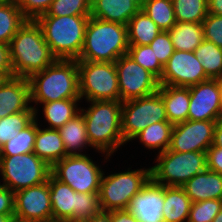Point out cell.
Masks as SVG:
<instances>
[{
	"label": "cell",
	"mask_w": 222,
	"mask_h": 222,
	"mask_svg": "<svg viewBox=\"0 0 222 222\" xmlns=\"http://www.w3.org/2000/svg\"><path fill=\"white\" fill-rule=\"evenodd\" d=\"M9 53L13 75L22 78H29L57 60L41 27L33 20H27L17 31L9 44Z\"/></svg>",
	"instance_id": "1"
},
{
	"label": "cell",
	"mask_w": 222,
	"mask_h": 222,
	"mask_svg": "<svg viewBox=\"0 0 222 222\" xmlns=\"http://www.w3.org/2000/svg\"><path fill=\"white\" fill-rule=\"evenodd\" d=\"M85 110L80 107L86 125L89 144L106 154L105 160L124 145L121 132V101H90Z\"/></svg>",
	"instance_id": "2"
},
{
	"label": "cell",
	"mask_w": 222,
	"mask_h": 222,
	"mask_svg": "<svg viewBox=\"0 0 222 222\" xmlns=\"http://www.w3.org/2000/svg\"><path fill=\"white\" fill-rule=\"evenodd\" d=\"M31 102L42 104L80 98L77 60L57 59L28 78Z\"/></svg>",
	"instance_id": "3"
},
{
	"label": "cell",
	"mask_w": 222,
	"mask_h": 222,
	"mask_svg": "<svg viewBox=\"0 0 222 222\" xmlns=\"http://www.w3.org/2000/svg\"><path fill=\"white\" fill-rule=\"evenodd\" d=\"M127 26L89 17L81 54L77 60L115 62L128 53Z\"/></svg>",
	"instance_id": "4"
},
{
	"label": "cell",
	"mask_w": 222,
	"mask_h": 222,
	"mask_svg": "<svg viewBox=\"0 0 222 222\" xmlns=\"http://www.w3.org/2000/svg\"><path fill=\"white\" fill-rule=\"evenodd\" d=\"M89 17L90 15L39 16L35 21L57 59L77 60L83 47Z\"/></svg>",
	"instance_id": "5"
},
{
	"label": "cell",
	"mask_w": 222,
	"mask_h": 222,
	"mask_svg": "<svg viewBox=\"0 0 222 222\" xmlns=\"http://www.w3.org/2000/svg\"><path fill=\"white\" fill-rule=\"evenodd\" d=\"M156 157L157 164L150 167V176L154 182L163 186L181 187L207 169L206 152H176L167 149Z\"/></svg>",
	"instance_id": "6"
},
{
	"label": "cell",
	"mask_w": 222,
	"mask_h": 222,
	"mask_svg": "<svg viewBox=\"0 0 222 222\" xmlns=\"http://www.w3.org/2000/svg\"><path fill=\"white\" fill-rule=\"evenodd\" d=\"M80 99L120 101L118 73L113 62L77 60Z\"/></svg>",
	"instance_id": "7"
},
{
	"label": "cell",
	"mask_w": 222,
	"mask_h": 222,
	"mask_svg": "<svg viewBox=\"0 0 222 222\" xmlns=\"http://www.w3.org/2000/svg\"><path fill=\"white\" fill-rule=\"evenodd\" d=\"M130 169L106 177L103 173L98 193L102 211L128 209L132 198L151 178L150 167L134 171Z\"/></svg>",
	"instance_id": "8"
},
{
	"label": "cell",
	"mask_w": 222,
	"mask_h": 222,
	"mask_svg": "<svg viewBox=\"0 0 222 222\" xmlns=\"http://www.w3.org/2000/svg\"><path fill=\"white\" fill-rule=\"evenodd\" d=\"M0 174L3 184L14 193L48 181L51 167L34 152L0 156Z\"/></svg>",
	"instance_id": "9"
},
{
	"label": "cell",
	"mask_w": 222,
	"mask_h": 222,
	"mask_svg": "<svg viewBox=\"0 0 222 222\" xmlns=\"http://www.w3.org/2000/svg\"><path fill=\"white\" fill-rule=\"evenodd\" d=\"M168 121L160 93L122 102L121 132L124 143L134 140L147 126Z\"/></svg>",
	"instance_id": "10"
},
{
	"label": "cell",
	"mask_w": 222,
	"mask_h": 222,
	"mask_svg": "<svg viewBox=\"0 0 222 222\" xmlns=\"http://www.w3.org/2000/svg\"><path fill=\"white\" fill-rule=\"evenodd\" d=\"M104 171L86 154L68 155L51 167V174L75 192H99Z\"/></svg>",
	"instance_id": "11"
},
{
	"label": "cell",
	"mask_w": 222,
	"mask_h": 222,
	"mask_svg": "<svg viewBox=\"0 0 222 222\" xmlns=\"http://www.w3.org/2000/svg\"><path fill=\"white\" fill-rule=\"evenodd\" d=\"M114 63L118 73L121 102L145 97L158 91V79L128 54L119 57Z\"/></svg>",
	"instance_id": "12"
},
{
	"label": "cell",
	"mask_w": 222,
	"mask_h": 222,
	"mask_svg": "<svg viewBox=\"0 0 222 222\" xmlns=\"http://www.w3.org/2000/svg\"><path fill=\"white\" fill-rule=\"evenodd\" d=\"M14 218L29 222H52L49 178L45 183L14 193Z\"/></svg>",
	"instance_id": "13"
},
{
	"label": "cell",
	"mask_w": 222,
	"mask_h": 222,
	"mask_svg": "<svg viewBox=\"0 0 222 222\" xmlns=\"http://www.w3.org/2000/svg\"><path fill=\"white\" fill-rule=\"evenodd\" d=\"M188 120L218 121L222 119V80L208 79L189 86Z\"/></svg>",
	"instance_id": "14"
},
{
	"label": "cell",
	"mask_w": 222,
	"mask_h": 222,
	"mask_svg": "<svg viewBox=\"0 0 222 222\" xmlns=\"http://www.w3.org/2000/svg\"><path fill=\"white\" fill-rule=\"evenodd\" d=\"M210 79L194 52L177 51L163 66L159 85L189 87Z\"/></svg>",
	"instance_id": "15"
},
{
	"label": "cell",
	"mask_w": 222,
	"mask_h": 222,
	"mask_svg": "<svg viewBox=\"0 0 222 222\" xmlns=\"http://www.w3.org/2000/svg\"><path fill=\"white\" fill-rule=\"evenodd\" d=\"M217 121L187 120L172 130L168 150L176 152H207L213 144Z\"/></svg>",
	"instance_id": "16"
},
{
	"label": "cell",
	"mask_w": 222,
	"mask_h": 222,
	"mask_svg": "<svg viewBox=\"0 0 222 222\" xmlns=\"http://www.w3.org/2000/svg\"><path fill=\"white\" fill-rule=\"evenodd\" d=\"M164 206V186L151 178L132 198L128 210L139 222H164L162 210Z\"/></svg>",
	"instance_id": "17"
},
{
	"label": "cell",
	"mask_w": 222,
	"mask_h": 222,
	"mask_svg": "<svg viewBox=\"0 0 222 222\" xmlns=\"http://www.w3.org/2000/svg\"><path fill=\"white\" fill-rule=\"evenodd\" d=\"M30 103L28 78L14 76L0 83V119L22 111H35L38 117V110Z\"/></svg>",
	"instance_id": "18"
},
{
	"label": "cell",
	"mask_w": 222,
	"mask_h": 222,
	"mask_svg": "<svg viewBox=\"0 0 222 222\" xmlns=\"http://www.w3.org/2000/svg\"><path fill=\"white\" fill-rule=\"evenodd\" d=\"M50 198L52 203V222L73 220V210H77L78 192L69 185L49 176Z\"/></svg>",
	"instance_id": "19"
},
{
	"label": "cell",
	"mask_w": 222,
	"mask_h": 222,
	"mask_svg": "<svg viewBox=\"0 0 222 222\" xmlns=\"http://www.w3.org/2000/svg\"><path fill=\"white\" fill-rule=\"evenodd\" d=\"M181 187L192 202L222 199V174L206 169Z\"/></svg>",
	"instance_id": "20"
},
{
	"label": "cell",
	"mask_w": 222,
	"mask_h": 222,
	"mask_svg": "<svg viewBox=\"0 0 222 222\" xmlns=\"http://www.w3.org/2000/svg\"><path fill=\"white\" fill-rule=\"evenodd\" d=\"M158 92L164 102L168 121L172 125L188 120L190 104L189 87L159 85Z\"/></svg>",
	"instance_id": "21"
},
{
	"label": "cell",
	"mask_w": 222,
	"mask_h": 222,
	"mask_svg": "<svg viewBox=\"0 0 222 222\" xmlns=\"http://www.w3.org/2000/svg\"><path fill=\"white\" fill-rule=\"evenodd\" d=\"M139 10L131 0H91L90 16L127 26Z\"/></svg>",
	"instance_id": "22"
},
{
	"label": "cell",
	"mask_w": 222,
	"mask_h": 222,
	"mask_svg": "<svg viewBox=\"0 0 222 222\" xmlns=\"http://www.w3.org/2000/svg\"><path fill=\"white\" fill-rule=\"evenodd\" d=\"M33 152L50 167L68 156L58 129H41L38 127Z\"/></svg>",
	"instance_id": "23"
},
{
	"label": "cell",
	"mask_w": 222,
	"mask_h": 222,
	"mask_svg": "<svg viewBox=\"0 0 222 222\" xmlns=\"http://www.w3.org/2000/svg\"><path fill=\"white\" fill-rule=\"evenodd\" d=\"M192 201L179 186H164V222H187Z\"/></svg>",
	"instance_id": "24"
},
{
	"label": "cell",
	"mask_w": 222,
	"mask_h": 222,
	"mask_svg": "<svg viewBox=\"0 0 222 222\" xmlns=\"http://www.w3.org/2000/svg\"><path fill=\"white\" fill-rule=\"evenodd\" d=\"M68 155H83V148L90 147L84 117L81 112L58 128ZM78 151V152H76Z\"/></svg>",
	"instance_id": "25"
},
{
	"label": "cell",
	"mask_w": 222,
	"mask_h": 222,
	"mask_svg": "<svg viewBox=\"0 0 222 222\" xmlns=\"http://www.w3.org/2000/svg\"><path fill=\"white\" fill-rule=\"evenodd\" d=\"M168 32L177 51L194 52L204 40L202 23L176 22Z\"/></svg>",
	"instance_id": "26"
},
{
	"label": "cell",
	"mask_w": 222,
	"mask_h": 222,
	"mask_svg": "<svg viewBox=\"0 0 222 222\" xmlns=\"http://www.w3.org/2000/svg\"><path fill=\"white\" fill-rule=\"evenodd\" d=\"M161 31L143 10H139L127 24L128 44L149 45Z\"/></svg>",
	"instance_id": "27"
},
{
	"label": "cell",
	"mask_w": 222,
	"mask_h": 222,
	"mask_svg": "<svg viewBox=\"0 0 222 222\" xmlns=\"http://www.w3.org/2000/svg\"><path fill=\"white\" fill-rule=\"evenodd\" d=\"M80 100V98H72L42 103L44 120L50 125L49 129H58L77 115L80 112L77 106Z\"/></svg>",
	"instance_id": "28"
},
{
	"label": "cell",
	"mask_w": 222,
	"mask_h": 222,
	"mask_svg": "<svg viewBox=\"0 0 222 222\" xmlns=\"http://www.w3.org/2000/svg\"><path fill=\"white\" fill-rule=\"evenodd\" d=\"M173 127L169 121L156 122L143 129L134 139L138 138L146 148L159 149L158 153H162L169 148Z\"/></svg>",
	"instance_id": "29"
},
{
	"label": "cell",
	"mask_w": 222,
	"mask_h": 222,
	"mask_svg": "<svg viewBox=\"0 0 222 222\" xmlns=\"http://www.w3.org/2000/svg\"><path fill=\"white\" fill-rule=\"evenodd\" d=\"M27 19L16 3L0 5V43L9 45Z\"/></svg>",
	"instance_id": "30"
},
{
	"label": "cell",
	"mask_w": 222,
	"mask_h": 222,
	"mask_svg": "<svg viewBox=\"0 0 222 222\" xmlns=\"http://www.w3.org/2000/svg\"><path fill=\"white\" fill-rule=\"evenodd\" d=\"M194 53L210 79L222 80V48L204 39Z\"/></svg>",
	"instance_id": "31"
},
{
	"label": "cell",
	"mask_w": 222,
	"mask_h": 222,
	"mask_svg": "<svg viewBox=\"0 0 222 222\" xmlns=\"http://www.w3.org/2000/svg\"><path fill=\"white\" fill-rule=\"evenodd\" d=\"M37 117L24 129L19 131L11 140L0 148V156H13L31 153L37 135Z\"/></svg>",
	"instance_id": "32"
},
{
	"label": "cell",
	"mask_w": 222,
	"mask_h": 222,
	"mask_svg": "<svg viewBox=\"0 0 222 222\" xmlns=\"http://www.w3.org/2000/svg\"><path fill=\"white\" fill-rule=\"evenodd\" d=\"M142 10L162 31H169L176 24L172 0H147Z\"/></svg>",
	"instance_id": "33"
},
{
	"label": "cell",
	"mask_w": 222,
	"mask_h": 222,
	"mask_svg": "<svg viewBox=\"0 0 222 222\" xmlns=\"http://www.w3.org/2000/svg\"><path fill=\"white\" fill-rule=\"evenodd\" d=\"M176 22L202 23L208 15V0H172Z\"/></svg>",
	"instance_id": "34"
},
{
	"label": "cell",
	"mask_w": 222,
	"mask_h": 222,
	"mask_svg": "<svg viewBox=\"0 0 222 222\" xmlns=\"http://www.w3.org/2000/svg\"><path fill=\"white\" fill-rule=\"evenodd\" d=\"M35 119V111H22L0 119V148Z\"/></svg>",
	"instance_id": "35"
},
{
	"label": "cell",
	"mask_w": 222,
	"mask_h": 222,
	"mask_svg": "<svg viewBox=\"0 0 222 222\" xmlns=\"http://www.w3.org/2000/svg\"><path fill=\"white\" fill-rule=\"evenodd\" d=\"M127 54L132 57L136 63L152 73L158 80L161 78L163 66L149 45H129Z\"/></svg>",
	"instance_id": "36"
},
{
	"label": "cell",
	"mask_w": 222,
	"mask_h": 222,
	"mask_svg": "<svg viewBox=\"0 0 222 222\" xmlns=\"http://www.w3.org/2000/svg\"><path fill=\"white\" fill-rule=\"evenodd\" d=\"M91 0H54L41 16L90 15Z\"/></svg>",
	"instance_id": "37"
},
{
	"label": "cell",
	"mask_w": 222,
	"mask_h": 222,
	"mask_svg": "<svg viewBox=\"0 0 222 222\" xmlns=\"http://www.w3.org/2000/svg\"><path fill=\"white\" fill-rule=\"evenodd\" d=\"M222 209V199L192 202L187 222H212Z\"/></svg>",
	"instance_id": "38"
},
{
	"label": "cell",
	"mask_w": 222,
	"mask_h": 222,
	"mask_svg": "<svg viewBox=\"0 0 222 222\" xmlns=\"http://www.w3.org/2000/svg\"><path fill=\"white\" fill-rule=\"evenodd\" d=\"M99 192L79 193L77 210H73V220L87 221L101 211Z\"/></svg>",
	"instance_id": "39"
},
{
	"label": "cell",
	"mask_w": 222,
	"mask_h": 222,
	"mask_svg": "<svg viewBox=\"0 0 222 222\" xmlns=\"http://www.w3.org/2000/svg\"><path fill=\"white\" fill-rule=\"evenodd\" d=\"M160 64L164 66L170 56L175 52V48L168 31H161L149 44Z\"/></svg>",
	"instance_id": "40"
},
{
	"label": "cell",
	"mask_w": 222,
	"mask_h": 222,
	"mask_svg": "<svg viewBox=\"0 0 222 222\" xmlns=\"http://www.w3.org/2000/svg\"><path fill=\"white\" fill-rule=\"evenodd\" d=\"M202 26L204 39L222 48V16L208 13Z\"/></svg>",
	"instance_id": "41"
},
{
	"label": "cell",
	"mask_w": 222,
	"mask_h": 222,
	"mask_svg": "<svg viewBox=\"0 0 222 222\" xmlns=\"http://www.w3.org/2000/svg\"><path fill=\"white\" fill-rule=\"evenodd\" d=\"M54 0H17L23 16L27 20L35 21L39 16L45 14Z\"/></svg>",
	"instance_id": "42"
},
{
	"label": "cell",
	"mask_w": 222,
	"mask_h": 222,
	"mask_svg": "<svg viewBox=\"0 0 222 222\" xmlns=\"http://www.w3.org/2000/svg\"><path fill=\"white\" fill-rule=\"evenodd\" d=\"M0 215H14V192L0 186Z\"/></svg>",
	"instance_id": "43"
},
{
	"label": "cell",
	"mask_w": 222,
	"mask_h": 222,
	"mask_svg": "<svg viewBox=\"0 0 222 222\" xmlns=\"http://www.w3.org/2000/svg\"><path fill=\"white\" fill-rule=\"evenodd\" d=\"M206 153L207 169L222 174V148L211 145Z\"/></svg>",
	"instance_id": "44"
},
{
	"label": "cell",
	"mask_w": 222,
	"mask_h": 222,
	"mask_svg": "<svg viewBox=\"0 0 222 222\" xmlns=\"http://www.w3.org/2000/svg\"><path fill=\"white\" fill-rule=\"evenodd\" d=\"M0 74L5 78L14 77L10 62L9 45L0 43Z\"/></svg>",
	"instance_id": "45"
},
{
	"label": "cell",
	"mask_w": 222,
	"mask_h": 222,
	"mask_svg": "<svg viewBox=\"0 0 222 222\" xmlns=\"http://www.w3.org/2000/svg\"><path fill=\"white\" fill-rule=\"evenodd\" d=\"M111 222H139L128 209L111 211Z\"/></svg>",
	"instance_id": "46"
},
{
	"label": "cell",
	"mask_w": 222,
	"mask_h": 222,
	"mask_svg": "<svg viewBox=\"0 0 222 222\" xmlns=\"http://www.w3.org/2000/svg\"><path fill=\"white\" fill-rule=\"evenodd\" d=\"M212 146L222 148V119H219L216 123Z\"/></svg>",
	"instance_id": "47"
},
{
	"label": "cell",
	"mask_w": 222,
	"mask_h": 222,
	"mask_svg": "<svg viewBox=\"0 0 222 222\" xmlns=\"http://www.w3.org/2000/svg\"><path fill=\"white\" fill-rule=\"evenodd\" d=\"M208 13L222 16V0H208Z\"/></svg>",
	"instance_id": "48"
},
{
	"label": "cell",
	"mask_w": 222,
	"mask_h": 222,
	"mask_svg": "<svg viewBox=\"0 0 222 222\" xmlns=\"http://www.w3.org/2000/svg\"><path fill=\"white\" fill-rule=\"evenodd\" d=\"M86 222H111V211H100L98 214L91 216Z\"/></svg>",
	"instance_id": "49"
},
{
	"label": "cell",
	"mask_w": 222,
	"mask_h": 222,
	"mask_svg": "<svg viewBox=\"0 0 222 222\" xmlns=\"http://www.w3.org/2000/svg\"><path fill=\"white\" fill-rule=\"evenodd\" d=\"M14 215H0V222H11Z\"/></svg>",
	"instance_id": "50"
},
{
	"label": "cell",
	"mask_w": 222,
	"mask_h": 222,
	"mask_svg": "<svg viewBox=\"0 0 222 222\" xmlns=\"http://www.w3.org/2000/svg\"><path fill=\"white\" fill-rule=\"evenodd\" d=\"M140 10L143 9L147 0H131Z\"/></svg>",
	"instance_id": "51"
},
{
	"label": "cell",
	"mask_w": 222,
	"mask_h": 222,
	"mask_svg": "<svg viewBox=\"0 0 222 222\" xmlns=\"http://www.w3.org/2000/svg\"><path fill=\"white\" fill-rule=\"evenodd\" d=\"M212 222H222V209L220 212L215 216Z\"/></svg>",
	"instance_id": "52"
},
{
	"label": "cell",
	"mask_w": 222,
	"mask_h": 222,
	"mask_svg": "<svg viewBox=\"0 0 222 222\" xmlns=\"http://www.w3.org/2000/svg\"><path fill=\"white\" fill-rule=\"evenodd\" d=\"M17 0H0V5L1 4H10V3H16Z\"/></svg>",
	"instance_id": "53"
},
{
	"label": "cell",
	"mask_w": 222,
	"mask_h": 222,
	"mask_svg": "<svg viewBox=\"0 0 222 222\" xmlns=\"http://www.w3.org/2000/svg\"><path fill=\"white\" fill-rule=\"evenodd\" d=\"M11 222H29V221H22V220H18L16 218H13Z\"/></svg>",
	"instance_id": "54"
},
{
	"label": "cell",
	"mask_w": 222,
	"mask_h": 222,
	"mask_svg": "<svg viewBox=\"0 0 222 222\" xmlns=\"http://www.w3.org/2000/svg\"><path fill=\"white\" fill-rule=\"evenodd\" d=\"M64 222H86V221H81V220H66Z\"/></svg>",
	"instance_id": "55"
},
{
	"label": "cell",
	"mask_w": 222,
	"mask_h": 222,
	"mask_svg": "<svg viewBox=\"0 0 222 222\" xmlns=\"http://www.w3.org/2000/svg\"><path fill=\"white\" fill-rule=\"evenodd\" d=\"M5 78L0 74V83L4 80Z\"/></svg>",
	"instance_id": "56"
}]
</instances>
